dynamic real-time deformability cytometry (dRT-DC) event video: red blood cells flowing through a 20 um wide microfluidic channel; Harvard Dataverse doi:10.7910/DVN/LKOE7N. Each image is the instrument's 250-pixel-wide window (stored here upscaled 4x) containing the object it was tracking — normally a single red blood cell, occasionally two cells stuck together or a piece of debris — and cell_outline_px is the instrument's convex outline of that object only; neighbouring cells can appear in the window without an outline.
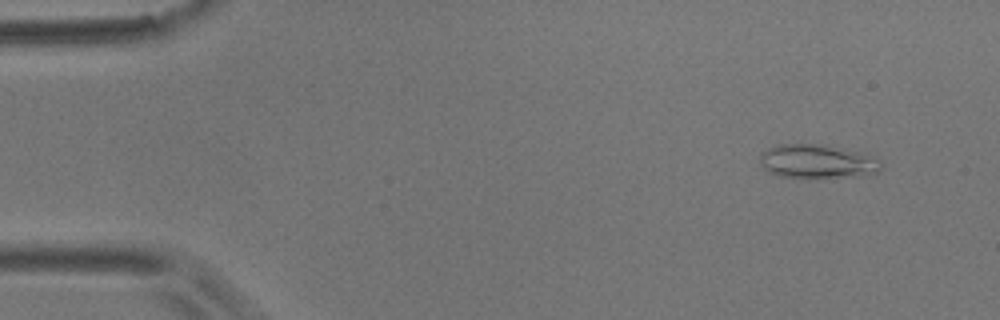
{"species": "common noctule bat (a hibernating species)", "species_latin": "Nyctalus noctula", "temperature_condition": "room temperature", "stored_images_in_passage": 5, "camera_frame_rate_fps": 3000, "um_per_image_px": 0.085, "animal": {"sex": "male", "body_mass_g": 17.9}, "frame": {"image": 1, "passage_image": 1, "time_ms": 0.0, "image_size_px": [1000, 320], "cell_outline_px": [[880, 168], [876, 172], [852, 176], [780, 176], [768, 172], [760, 164], [760, 156], [768, 148], [776, 144], [824, 144], [860, 152], [872, 156], [876, 160]], "centroid_in_image_um": [69.39, 13.68], "position_along_channel_um": 15.6, "area_um2": 23.12}}